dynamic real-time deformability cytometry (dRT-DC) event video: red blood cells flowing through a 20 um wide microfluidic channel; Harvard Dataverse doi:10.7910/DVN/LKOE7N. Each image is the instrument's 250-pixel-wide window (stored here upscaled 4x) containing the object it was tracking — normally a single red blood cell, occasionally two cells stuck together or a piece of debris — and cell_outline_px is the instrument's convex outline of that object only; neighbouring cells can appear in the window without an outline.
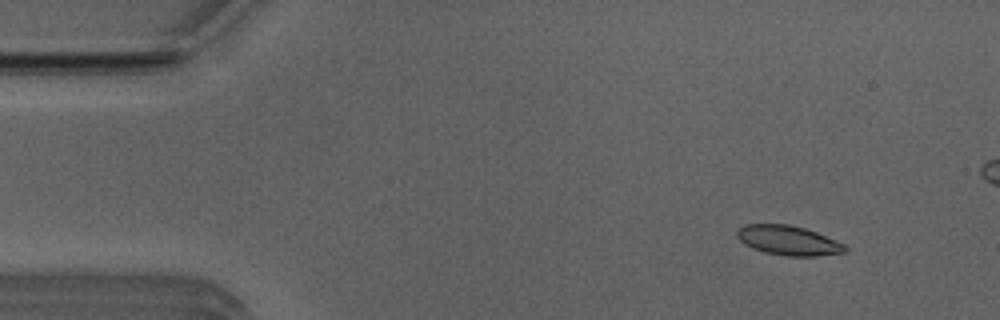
{"species": "Egyptian fruit bat (a non-hibernating species)", "species_latin": "Rousettus aegyptiacus", "temperature_condition": "room temperature", "stored_images_in_passage": 53, "camera_frame_rate_fps": 3000, "um_per_image_px": 0.085, "animal": {"sex": "male"}, "frame": {"image": 1, "passage_image": 6, "time_ms": 1.667, "image_size_px": [1000, 320], "cell_outline_px": [[848, 252], [816, 256], [784, 256], [764, 252], [752, 248], [744, 244], [736, 236], [736, 228], [744, 224], [788, 224], [804, 228], [816, 232], [836, 240], [844, 244], [848, 248]], "centroid_in_image_um": [66.99, 20.44], "position_along_channel_um": 18.0, "area_um2": 18.84}}
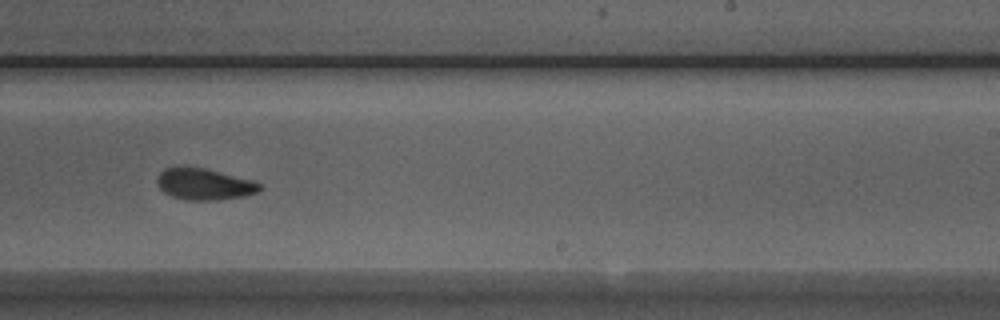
{"frame": {"image": 2, "passage_image": 32, "time_ms": 10.333, "image_size_px": [1000, 320], "cell_outline_px": [[260, 188], [256, 192], [244, 196], [220, 200], [184, 200], [172, 196], [164, 192], [160, 188], [156, 180], [160, 172], [164, 168], [176, 164], [204, 168], [252, 180], [260, 184]], "centroid_in_image_um": [17.28, 15.63], "position_along_channel_um": 271.7, "area_um2": 19.02}}
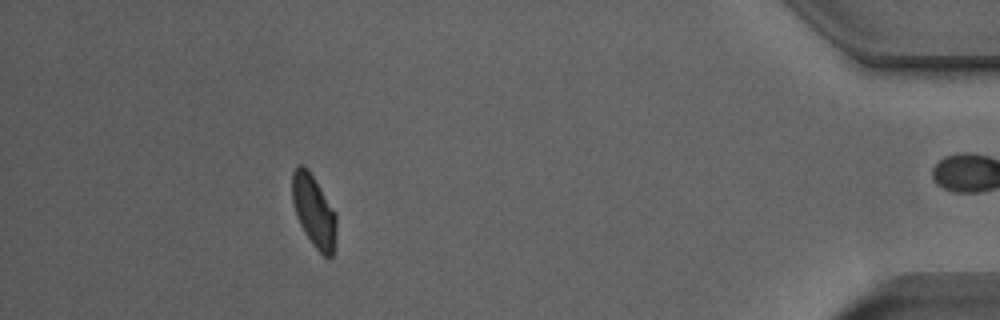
{"frame": {"image": 3, "passage_image": 47, "time_ms": 15.333, "image_size_px": [1000, 320], "cell_outline_px": [[336, 232], [332, 256], [328, 260], [316, 248], [304, 232], [296, 216], [292, 200], [292, 172], [300, 164], [304, 164], [308, 168], [336, 212]], "centroid_in_image_um": [26.68, 17.92], "position_along_channel_um": 408.5, "area_um2": 18.61}, "authors_computed_cell_mechanics": {"area_um2": 18.9006, "velocity_mm_per_s": 3.9592, "shape_relaxation_time_tau1_ms": 3.5053, "shape_relaxation_time_tau2_ms": 2.0676, "deformation_change_tau1": 0.1066, "deformation_change_tau2": 0.0533}}